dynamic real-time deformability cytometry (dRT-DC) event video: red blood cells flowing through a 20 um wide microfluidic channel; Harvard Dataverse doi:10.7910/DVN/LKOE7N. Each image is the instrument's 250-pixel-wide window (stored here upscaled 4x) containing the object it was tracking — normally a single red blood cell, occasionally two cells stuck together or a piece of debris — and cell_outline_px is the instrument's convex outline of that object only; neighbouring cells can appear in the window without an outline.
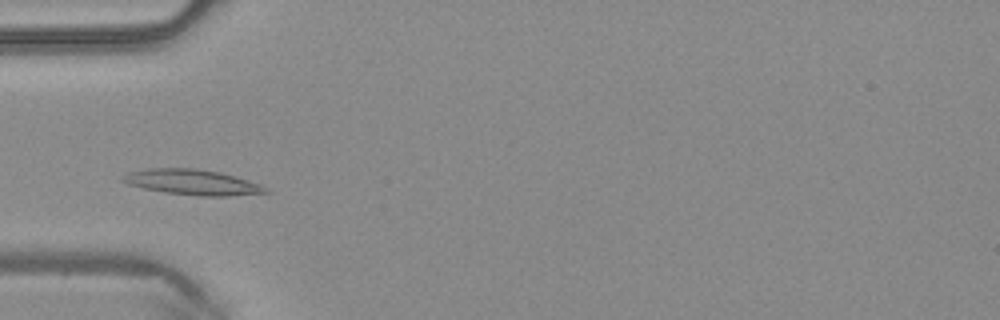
{"species": "common noctule bat (a hibernating species)", "species_latin": "Nyctalus noctula", "temperature_condition": "warm", "stored_images_in_passage": 35, "camera_frame_rate_fps": 3000, "um_per_image_px": 0.085, "animal": {"sex": "male", "body_mass_g": 20.4}, "frame": {"image": 1, "passage_image": 1, "time_ms": 0.0, "image_size_px": [1000, 320], "cell_outline_px": [[272, 192], [228, 196], [200, 196], [164, 192], [144, 188], [128, 184], [120, 180], [120, 176], [128, 172], [148, 168], [192, 168], [220, 172], [260, 184], [268, 188]], "centroid_in_image_um": [16.33, 15.49], "position_along_channel_um": 68.7, "area_um2": 21.15}}
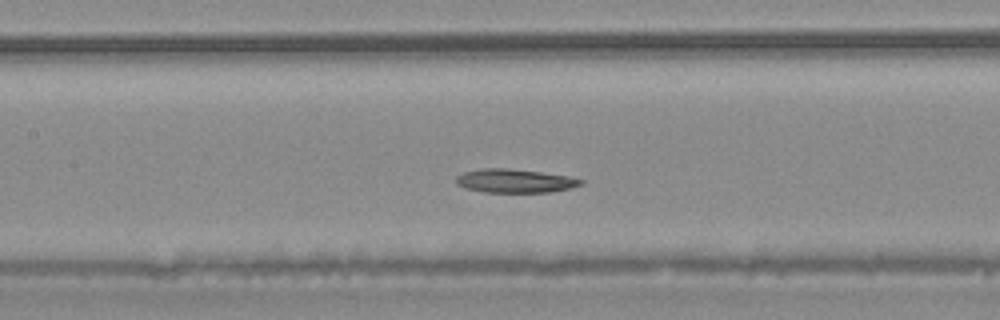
{"frame": {"image": 2, "passage_image": 8, "time_ms": 2.333, "image_size_px": [1000, 320], "cell_outline_px": [[584, 184], [568, 188], [548, 192], [484, 192], [464, 188], [456, 184], [456, 176], [464, 172], [480, 168], [508, 168], [540, 172], [568, 176], [584, 180]], "centroid_in_image_um": [43.72, 15.37], "position_along_channel_um": 163.7, "area_um2": 17.17}}
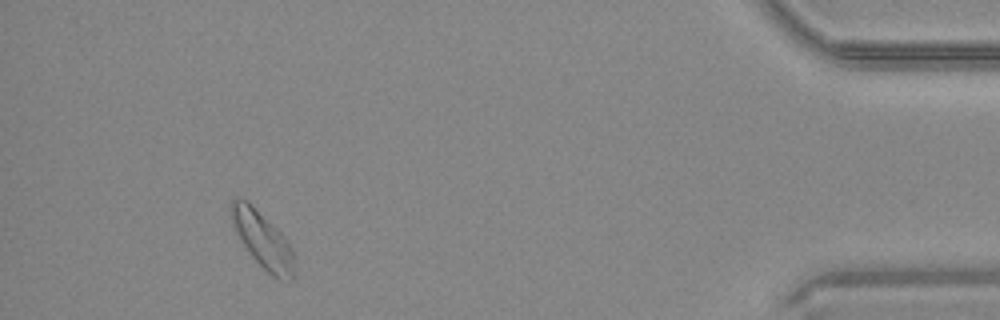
{"frame": {"image": 3, "passage_image": 31, "time_ms": 10.0, "image_size_px": [1000, 320], "cell_outline_px": [[292, 280], [280, 280], [272, 276], [252, 256], [244, 244], [232, 224], [228, 208], [232, 200], [248, 200], [280, 232], [292, 248]], "centroid_in_image_um": [22.28, 20.35], "position_along_channel_um": 412.9, "area_um2": 20.0}, "authors_computed_cell_mechanics": {"area_um2": 17.6868, "velocity_mm_per_s": 4.0632, "shape_relaxation_time_tau1_ms": 6.9223, "shape_relaxation_time_tau2_ms": null, "deformation_change_tau1": 0.1444, "deformation_change_tau2": null}}